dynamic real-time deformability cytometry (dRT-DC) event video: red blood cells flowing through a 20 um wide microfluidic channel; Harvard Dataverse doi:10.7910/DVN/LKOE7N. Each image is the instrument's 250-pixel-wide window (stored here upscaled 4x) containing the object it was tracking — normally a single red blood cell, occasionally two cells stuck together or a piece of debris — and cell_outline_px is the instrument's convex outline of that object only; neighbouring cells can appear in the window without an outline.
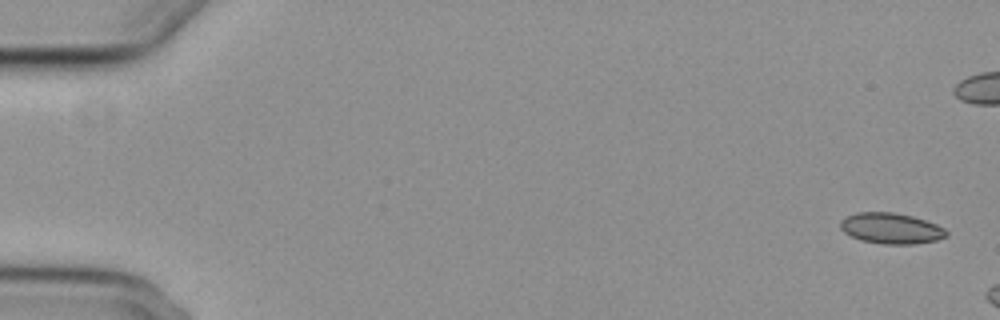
{"species": "common noctule bat (a hibernating species)", "species_latin": "Nyctalus noctula", "temperature_condition": "cold", "stored_images_in_passage": 4, "segment_of_instrument_passage": [2, 2], "camera_frame_rate_fps": 3000, "um_per_image_px": 0.085, "animal": {"sex": "female", "body_mass_g": 29.2, "forearm_length_mm": 56.3}, "frame": {"image": 1, "passage_image": 4, "time_ms": 4.333, "image_size_px": [1000, 320], "cell_outline_px": [[948, 236], [936, 240], [916, 244], [880, 244], [860, 240], [844, 232], [840, 228], [840, 220], [844, 216], [856, 212], [892, 212], [912, 216], [936, 224], [944, 228], [948, 232]], "centroid_in_image_um": [75.72, 19.41], "position_along_channel_um": 9.3, "area_um2": 19.19}}